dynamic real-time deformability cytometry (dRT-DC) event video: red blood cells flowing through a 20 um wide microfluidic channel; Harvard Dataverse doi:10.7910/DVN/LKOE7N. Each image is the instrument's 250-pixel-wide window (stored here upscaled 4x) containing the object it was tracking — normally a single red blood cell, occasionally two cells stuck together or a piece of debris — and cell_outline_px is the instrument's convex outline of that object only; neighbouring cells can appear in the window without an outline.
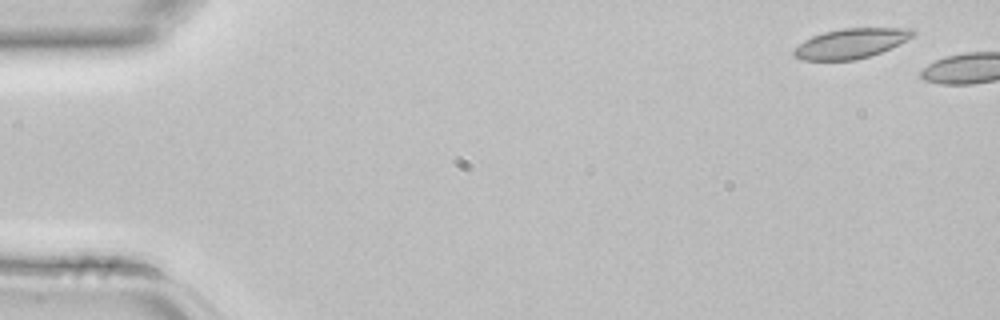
{"species": "common noctule bat (a hibernating species)", "species_latin": "Nyctalus noctula", "temperature_condition": "room temperature", "stored_images_in_passage": 2, "camera_frame_rate_fps": 3000, "um_per_image_px": 0.085, "animal": {"sex": "female", "body_mass_g": 22.7, "forearm_length_mm": 54.2}, "frame": {"image": 1, "passage_image": 1, "time_ms": 0.0, "image_size_px": [1000, 320], "cell_outline_px": [[916, 36], [880, 52], [856, 60], [800, 60], [792, 56], [792, 52], [804, 40], [812, 36], [824, 32], [844, 28], [912, 28], [916, 32]], "centroid_in_image_um": [72.33, 3.69], "position_along_channel_um": 12.7, "area_um2": 20.69}}